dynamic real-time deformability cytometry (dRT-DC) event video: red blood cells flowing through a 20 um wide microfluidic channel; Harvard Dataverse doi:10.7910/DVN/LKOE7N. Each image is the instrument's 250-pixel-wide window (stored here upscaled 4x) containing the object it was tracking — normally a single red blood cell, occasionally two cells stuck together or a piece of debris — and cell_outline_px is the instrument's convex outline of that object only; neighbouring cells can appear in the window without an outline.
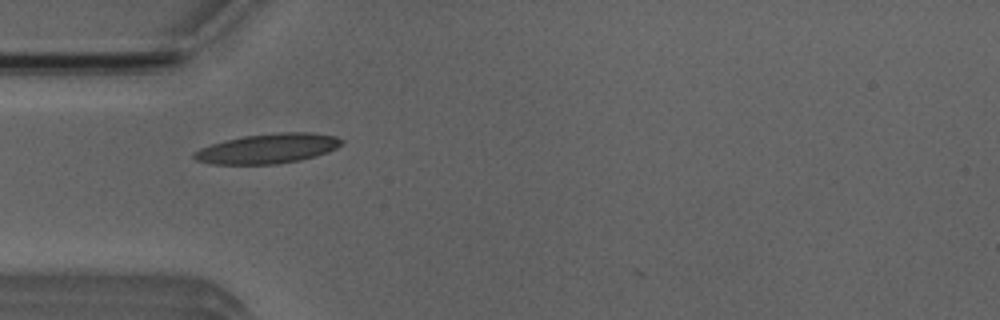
{"species": "Egyptian fruit bat (a non-hibernating species)", "species_latin": "Rousettus aegyptiacus", "temperature_condition": "room temperature", "stored_images_in_passage": 6, "camera_frame_rate_fps": 3000, "um_per_image_px": 0.085, "animal": {"sex": "male"}, "frame": {"image": 1, "passage_image": 4, "time_ms": 4.0, "image_size_px": [1000, 320], "cell_outline_px": [[344, 140], [336, 148], [312, 156], [296, 160], [276, 164], [212, 164], [196, 160], [192, 156], [192, 152], [200, 148], [224, 140], [244, 136], [276, 132], [312, 132], [336, 136]], "centroid_in_image_um": [22.71, 12.61], "position_along_channel_um": 62.3, "area_um2": 25.37}}
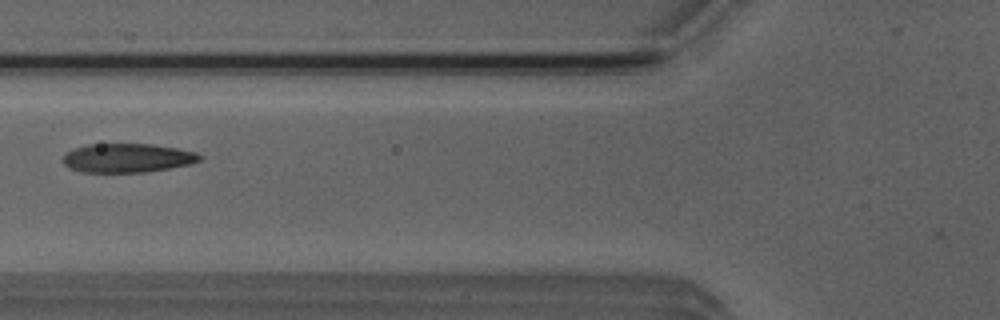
{"frame": {"image": 2, "passage_image": 5, "time_ms": 5.333, "image_size_px": [1000, 320], "cell_outline_px": [[204, 156], [200, 160], [188, 164], [168, 168], [144, 172], [80, 172], [68, 168], [64, 164], [64, 156], [72, 148], [88, 144], [152, 144], [176, 148], [196, 152]], "centroid_in_image_um": [10.81, 13.42], "position_along_channel_um": 115.0, "area_um2": 23.0}}